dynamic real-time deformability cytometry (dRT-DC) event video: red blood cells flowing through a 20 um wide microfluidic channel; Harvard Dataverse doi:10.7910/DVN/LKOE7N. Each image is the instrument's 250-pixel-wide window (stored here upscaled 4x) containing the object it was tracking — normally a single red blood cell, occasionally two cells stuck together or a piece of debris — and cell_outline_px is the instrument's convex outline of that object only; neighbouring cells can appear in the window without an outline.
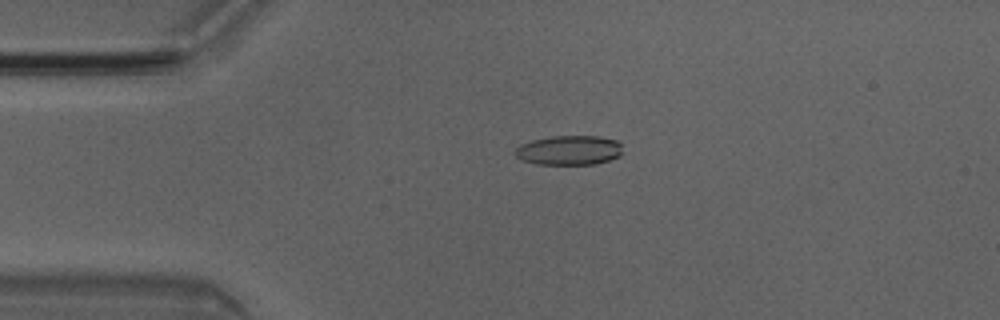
{"species": "Egyptian fruit bat (a non-hibernating species)", "species_latin": "Rousettus aegyptiacus", "temperature_condition": "room temperature", "stored_images_in_passage": 5, "camera_frame_rate_fps": 3000, "um_per_image_px": 0.085, "animal": {"sex": "male"}, "frame": {"image": 1, "passage_image": 3, "time_ms": 0.667, "image_size_px": [1000, 320], "cell_outline_px": [[624, 152], [620, 156], [596, 164], [536, 164], [520, 160], [512, 152], [520, 144], [532, 140], [552, 136], [600, 136], [616, 140], [620, 144]], "centroid_in_image_um": [48.36, 12.77], "position_along_channel_um": 36.6, "area_um2": 18.73}}